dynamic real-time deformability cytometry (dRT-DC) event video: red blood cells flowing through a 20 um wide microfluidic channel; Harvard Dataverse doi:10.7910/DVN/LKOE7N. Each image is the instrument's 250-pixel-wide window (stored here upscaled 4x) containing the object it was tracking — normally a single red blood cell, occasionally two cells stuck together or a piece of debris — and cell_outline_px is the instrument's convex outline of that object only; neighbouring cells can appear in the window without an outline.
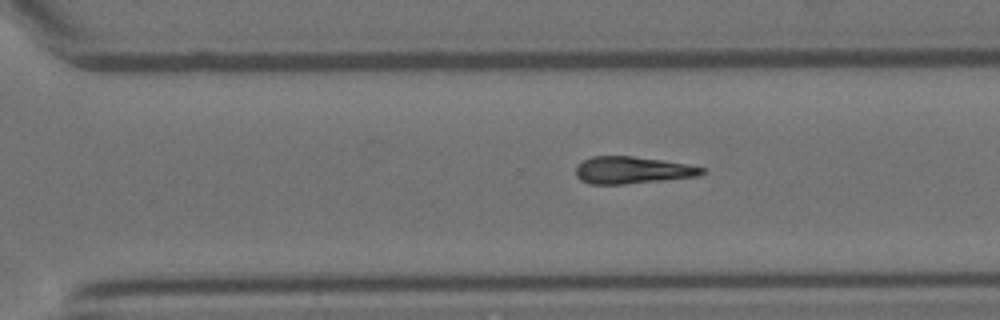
{"species": "Egyptian fruit bat (a non-hibernating species)", "species_latin": "Rousettus aegyptiacus", "temperature_condition": "room temperature", "stored_images_in_passage": 34, "camera_frame_rate_fps": 3000, "um_per_image_px": 0.085, "animal": {"sex": "female"}, "frame": {"image": 1, "passage_image": 29, "time_ms": 9.333, "image_size_px": [1000, 320], "cell_outline_px": [[704, 172], [696, 176], [664, 180], [624, 184], [588, 184], [580, 180], [576, 176], [576, 168], [584, 160], [592, 156], [632, 156], [660, 160], [684, 164], [704, 168]], "centroid_in_image_um": [53.68, 14.47], "position_along_channel_um": 316.9, "area_um2": 19.59}}